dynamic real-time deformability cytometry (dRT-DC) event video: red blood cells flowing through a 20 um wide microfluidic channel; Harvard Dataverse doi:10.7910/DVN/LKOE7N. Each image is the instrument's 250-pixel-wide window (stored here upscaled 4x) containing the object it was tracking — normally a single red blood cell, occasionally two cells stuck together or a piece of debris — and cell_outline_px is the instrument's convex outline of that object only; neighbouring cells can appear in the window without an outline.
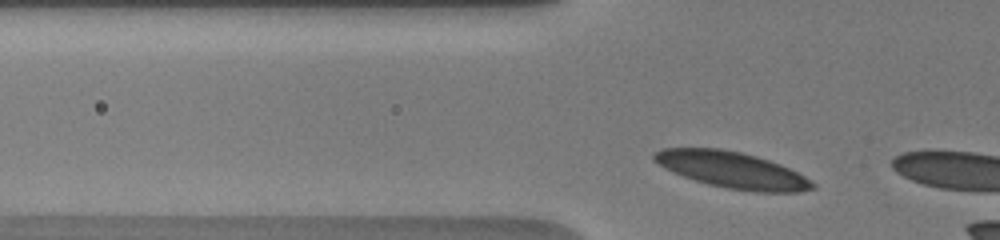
{"species": "human", "species_latin": "Homo sapiens", "temperature_condition": "warm", "stored_images_in_passage": 5, "camera_frame_rate_fps": 3000, "um_per_image_px": 0.085, "donor": {"sex": "male"}, "frame": {"image": 1, "passage_image": 3, "time_ms": 0.667, "image_size_px": [1000, 240], "cell_outline_px": [[816, 188], [800, 192], [756, 192], [728, 188], [708, 184], [684, 176], [664, 168], [652, 160], [652, 156], [656, 152], [664, 148], [720, 148], [740, 152], [756, 156], [780, 164], [804, 176], [816, 184]], "centroid_in_image_um": [62.24, 14.45], "position_along_channel_um": 63.6, "area_um2": 33.29}}